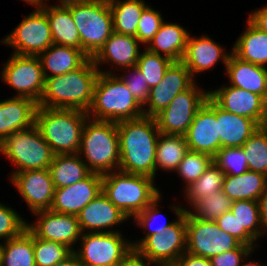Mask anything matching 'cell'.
Instances as JSON below:
<instances>
[{"instance_id": "cell-1", "label": "cell", "mask_w": 267, "mask_h": 266, "mask_svg": "<svg viewBox=\"0 0 267 266\" xmlns=\"http://www.w3.org/2000/svg\"><path fill=\"white\" fill-rule=\"evenodd\" d=\"M119 170L155 177L156 147L160 131L155 118L142 116L117 122Z\"/></svg>"}, {"instance_id": "cell-2", "label": "cell", "mask_w": 267, "mask_h": 266, "mask_svg": "<svg viewBox=\"0 0 267 266\" xmlns=\"http://www.w3.org/2000/svg\"><path fill=\"white\" fill-rule=\"evenodd\" d=\"M99 68L89 58L81 67L63 75L45 78L38 106L88 111L93 101Z\"/></svg>"}, {"instance_id": "cell-3", "label": "cell", "mask_w": 267, "mask_h": 266, "mask_svg": "<svg viewBox=\"0 0 267 266\" xmlns=\"http://www.w3.org/2000/svg\"><path fill=\"white\" fill-rule=\"evenodd\" d=\"M86 111L79 109L37 106L35 125L56 154H77L86 120Z\"/></svg>"}, {"instance_id": "cell-4", "label": "cell", "mask_w": 267, "mask_h": 266, "mask_svg": "<svg viewBox=\"0 0 267 266\" xmlns=\"http://www.w3.org/2000/svg\"><path fill=\"white\" fill-rule=\"evenodd\" d=\"M100 74L95 83L93 101L87 111L95 120L120 122L144 116L143 107L129 92L126 84L111 71Z\"/></svg>"}, {"instance_id": "cell-5", "label": "cell", "mask_w": 267, "mask_h": 266, "mask_svg": "<svg viewBox=\"0 0 267 266\" xmlns=\"http://www.w3.org/2000/svg\"><path fill=\"white\" fill-rule=\"evenodd\" d=\"M154 181L147 175L117 170L102 175V192L129 219L160 195Z\"/></svg>"}, {"instance_id": "cell-6", "label": "cell", "mask_w": 267, "mask_h": 266, "mask_svg": "<svg viewBox=\"0 0 267 266\" xmlns=\"http://www.w3.org/2000/svg\"><path fill=\"white\" fill-rule=\"evenodd\" d=\"M90 118L85 122L78 154H84L87 161L84 163L92 173L104 175L116 171V167L119 170L120 145L117 123L95 120L92 115Z\"/></svg>"}, {"instance_id": "cell-7", "label": "cell", "mask_w": 267, "mask_h": 266, "mask_svg": "<svg viewBox=\"0 0 267 266\" xmlns=\"http://www.w3.org/2000/svg\"><path fill=\"white\" fill-rule=\"evenodd\" d=\"M81 39V50L93 58L113 33V17L108 0H89L67 6Z\"/></svg>"}, {"instance_id": "cell-8", "label": "cell", "mask_w": 267, "mask_h": 266, "mask_svg": "<svg viewBox=\"0 0 267 266\" xmlns=\"http://www.w3.org/2000/svg\"><path fill=\"white\" fill-rule=\"evenodd\" d=\"M0 152L18 168L13 173L49 169L55 155L36 125L6 137L0 143Z\"/></svg>"}, {"instance_id": "cell-9", "label": "cell", "mask_w": 267, "mask_h": 266, "mask_svg": "<svg viewBox=\"0 0 267 266\" xmlns=\"http://www.w3.org/2000/svg\"><path fill=\"white\" fill-rule=\"evenodd\" d=\"M178 217L165 232L148 236L136 250L157 266H174L186 252V209L172 206Z\"/></svg>"}, {"instance_id": "cell-10", "label": "cell", "mask_w": 267, "mask_h": 266, "mask_svg": "<svg viewBox=\"0 0 267 266\" xmlns=\"http://www.w3.org/2000/svg\"><path fill=\"white\" fill-rule=\"evenodd\" d=\"M186 252L211 259L226 251L237 249L242 243L219 228L215 221L192 218L186 212Z\"/></svg>"}, {"instance_id": "cell-11", "label": "cell", "mask_w": 267, "mask_h": 266, "mask_svg": "<svg viewBox=\"0 0 267 266\" xmlns=\"http://www.w3.org/2000/svg\"><path fill=\"white\" fill-rule=\"evenodd\" d=\"M81 249L73 251L83 265L117 266L133 249L120 232L82 233Z\"/></svg>"}, {"instance_id": "cell-12", "label": "cell", "mask_w": 267, "mask_h": 266, "mask_svg": "<svg viewBox=\"0 0 267 266\" xmlns=\"http://www.w3.org/2000/svg\"><path fill=\"white\" fill-rule=\"evenodd\" d=\"M195 83L180 92L170 104L157 114L156 120L160 133L185 135L193 122L196 112L205 104L209 92L201 91Z\"/></svg>"}, {"instance_id": "cell-13", "label": "cell", "mask_w": 267, "mask_h": 266, "mask_svg": "<svg viewBox=\"0 0 267 266\" xmlns=\"http://www.w3.org/2000/svg\"><path fill=\"white\" fill-rule=\"evenodd\" d=\"M14 47V54L38 56L54 44L50 24L42 9H35L2 40Z\"/></svg>"}, {"instance_id": "cell-14", "label": "cell", "mask_w": 267, "mask_h": 266, "mask_svg": "<svg viewBox=\"0 0 267 266\" xmlns=\"http://www.w3.org/2000/svg\"><path fill=\"white\" fill-rule=\"evenodd\" d=\"M4 66L2 80L17 91V97L29 98L38 104L45 85L39 57L13 54Z\"/></svg>"}, {"instance_id": "cell-15", "label": "cell", "mask_w": 267, "mask_h": 266, "mask_svg": "<svg viewBox=\"0 0 267 266\" xmlns=\"http://www.w3.org/2000/svg\"><path fill=\"white\" fill-rule=\"evenodd\" d=\"M193 76L182 61H173L164 73L161 82L150 89L146 103L148 109L143 108L146 117H155L164 110L178 95L189 89L195 82Z\"/></svg>"}, {"instance_id": "cell-16", "label": "cell", "mask_w": 267, "mask_h": 266, "mask_svg": "<svg viewBox=\"0 0 267 266\" xmlns=\"http://www.w3.org/2000/svg\"><path fill=\"white\" fill-rule=\"evenodd\" d=\"M35 214L39 216L37 222L27 224V228L37 238L62 243L74 251L72 245L82 236L77 215L51 210H42Z\"/></svg>"}, {"instance_id": "cell-17", "label": "cell", "mask_w": 267, "mask_h": 266, "mask_svg": "<svg viewBox=\"0 0 267 266\" xmlns=\"http://www.w3.org/2000/svg\"><path fill=\"white\" fill-rule=\"evenodd\" d=\"M185 138L191 151L209 154L213 157L221 149L216 120V103L210 97L196 112Z\"/></svg>"}, {"instance_id": "cell-18", "label": "cell", "mask_w": 267, "mask_h": 266, "mask_svg": "<svg viewBox=\"0 0 267 266\" xmlns=\"http://www.w3.org/2000/svg\"><path fill=\"white\" fill-rule=\"evenodd\" d=\"M209 97L220 108L253 119L264 126L267 116V101L262 96L230 85L209 91Z\"/></svg>"}, {"instance_id": "cell-19", "label": "cell", "mask_w": 267, "mask_h": 266, "mask_svg": "<svg viewBox=\"0 0 267 266\" xmlns=\"http://www.w3.org/2000/svg\"><path fill=\"white\" fill-rule=\"evenodd\" d=\"M11 181L33 213L50 210L55 187L49 169L12 173Z\"/></svg>"}, {"instance_id": "cell-20", "label": "cell", "mask_w": 267, "mask_h": 266, "mask_svg": "<svg viewBox=\"0 0 267 266\" xmlns=\"http://www.w3.org/2000/svg\"><path fill=\"white\" fill-rule=\"evenodd\" d=\"M102 193V175L91 173L73 185L55 188L51 211L78 215L93 199Z\"/></svg>"}, {"instance_id": "cell-21", "label": "cell", "mask_w": 267, "mask_h": 266, "mask_svg": "<svg viewBox=\"0 0 267 266\" xmlns=\"http://www.w3.org/2000/svg\"><path fill=\"white\" fill-rule=\"evenodd\" d=\"M82 233L85 229L93 233L115 232L102 231L103 228H111L113 225L120 224L128 218L123 214L103 192L88 203L77 215ZM101 229V230H100Z\"/></svg>"}, {"instance_id": "cell-22", "label": "cell", "mask_w": 267, "mask_h": 266, "mask_svg": "<svg viewBox=\"0 0 267 266\" xmlns=\"http://www.w3.org/2000/svg\"><path fill=\"white\" fill-rule=\"evenodd\" d=\"M37 103L29 98L17 97L0 102V143L14 132L35 125Z\"/></svg>"}, {"instance_id": "cell-23", "label": "cell", "mask_w": 267, "mask_h": 266, "mask_svg": "<svg viewBox=\"0 0 267 266\" xmlns=\"http://www.w3.org/2000/svg\"><path fill=\"white\" fill-rule=\"evenodd\" d=\"M223 50L220 45L207 36L197 39L189 35L182 62L193 77L195 73H201L215 66L218 60H222L226 68L230 54L228 55Z\"/></svg>"}, {"instance_id": "cell-24", "label": "cell", "mask_w": 267, "mask_h": 266, "mask_svg": "<svg viewBox=\"0 0 267 266\" xmlns=\"http://www.w3.org/2000/svg\"><path fill=\"white\" fill-rule=\"evenodd\" d=\"M139 40L135 36L124 35L113 32L103 47L92 58L98 68L102 63L113 62V64L124 68H131L137 65L140 55Z\"/></svg>"}, {"instance_id": "cell-25", "label": "cell", "mask_w": 267, "mask_h": 266, "mask_svg": "<svg viewBox=\"0 0 267 266\" xmlns=\"http://www.w3.org/2000/svg\"><path fill=\"white\" fill-rule=\"evenodd\" d=\"M225 71L232 87L256 93L267 101V67L243 61L230 53Z\"/></svg>"}, {"instance_id": "cell-26", "label": "cell", "mask_w": 267, "mask_h": 266, "mask_svg": "<svg viewBox=\"0 0 267 266\" xmlns=\"http://www.w3.org/2000/svg\"><path fill=\"white\" fill-rule=\"evenodd\" d=\"M216 120L221 148L241 147L261 127L257 121L228 112L217 104Z\"/></svg>"}, {"instance_id": "cell-27", "label": "cell", "mask_w": 267, "mask_h": 266, "mask_svg": "<svg viewBox=\"0 0 267 266\" xmlns=\"http://www.w3.org/2000/svg\"><path fill=\"white\" fill-rule=\"evenodd\" d=\"M44 77L63 75L81 67L89 57L80 49L52 44L38 55ZM49 70L51 74H48Z\"/></svg>"}, {"instance_id": "cell-28", "label": "cell", "mask_w": 267, "mask_h": 266, "mask_svg": "<svg viewBox=\"0 0 267 266\" xmlns=\"http://www.w3.org/2000/svg\"><path fill=\"white\" fill-rule=\"evenodd\" d=\"M188 36L189 33L178 24L163 22L158 32L147 44L146 49L158 55L164 53L162 55L172 61H182Z\"/></svg>"}, {"instance_id": "cell-29", "label": "cell", "mask_w": 267, "mask_h": 266, "mask_svg": "<svg viewBox=\"0 0 267 266\" xmlns=\"http://www.w3.org/2000/svg\"><path fill=\"white\" fill-rule=\"evenodd\" d=\"M266 188L267 176L248 170L241 175H225L222 192L232 201H258Z\"/></svg>"}, {"instance_id": "cell-30", "label": "cell", "mask_w": 267, "mask_h": 266, "mask_svg": "<svg viewBox=\"0 0 267 266\" xmlns=\"http://www.w3.org/2000/svg\"><path fill=\"white\" fill-rule=\"evenodd\" d=\"M41 9L48 18L54 44L81 50V39L69 8L44 5Z\"/></svg>"}, {"instance_id": "cell-31", "label": "cell", "mask_w": 267, "mask_h": 266, "mask_svg": "<svg viewBox=\"0 0 267 266\" xmlns=\"http://www.w3.org/2000/svg\"><path fill=\"white\" fill-rule=\"evenodd\" d=\"M233 46L232 53L239 59L266 67L267 33L258 29L249 19L247 29Z\"/></svg>"}, {"instance_id": "cell-32", "label": "cell", "mask_w": 267, "mask_h": 266, "mask_svg": "<svg viewBox=\"0 0 267 266\" xmlns=\"http://www.w3.org/2000/svg\"><path fill=\"white\" fill-rule=\"evenodd\" d=\"M49 170L55 188L73 185L92 173L78 153L54 155Z\"/></svg>"}, {"instance_id": "cell-33", "label": "cell", "mask_w": 267, "mask_h": 266, "mask_svg": "<svg viewBox=\"0 0 267 266\" xmlns=\"http://www.w3.org/2000/svg\"><path fill=\"white\" fill-rule=\"evenodd\" d=\"M239 221V241L254 249V242L262 236L261 215L258 201H233L230 210Z\"/></svg>"}, {"instance_id": "cell-34", "label": "cell", "mask_w": 267, "mask_h": 266, "mask_svg": "<svg viewBox=\"0 0 267 266\" xmlns=\"http://www.w3.org/2000/svg\"><path fill=\"white\" fill-rule=\"evenodd\" d=\"M0 266H36L33 233L28 228L3 245L0 243Z\"/></svg>"}, {"instance_id": "cell-35", "label": "cell", "mask_w": 267, "mask_h": 266, "mask_svg": "<svg viewBox=\"0 0 267 266\" xmlns=\"http://www.w3.org/2000/svg\"><path fill=\"white\" fill-rule=\"evenodd\" d=\"M113 17V32L136 37L139 19L147 7L143 0H108Z\"/></svg>"}, {"instance_id": "cell-36", "label": "cell", "mask_w": 267, "mask_h": 266, "mask_svg": "<svg viewBox=\"0 0 267 266\" xmlns=\"http://www.w3.org/2000/svg\"><path fill=\"white\" fill-rule=\"evenodd\" d=\"M189 148L185 135L159 134L155 157L156 170H176Z\"/></svg>"}, {"instance_id": "cell-37", "label": "cell", "mask_w": 267, "mask_h": 266, "mask_svg": "<svg viewBox=\"0 0 267 266\" xmlns=\"http://www.w3.org/2000/svg\"><path fill=\"white\" fill-rule=\"evenodd\" d=\"M224 178V172L212 162L204 173L185 189L188 203L192 205L202 197L221 191Z\"/></svg>"}, {"instance_id": "cell-38", "label": "cell", "mask_w": 267, "mask_h": 266, "mask_svg": "<svg viewBox=\"0 0 267 266\" xmlns=\"http://www.w3.org/2000/svg\"><path fill=\"white\" fill-rule=\"evenodd\" d=\"M233 201L221 191H216L214 194L202 197L191 206L195 213L186 209V212L192 218H199L204 221H216L225 212L231 210Z\"/></svg>"}, {"instance_id": "cell-39", "label": "cell", "mask_w": 267, "mask_h": 266, "mask_svg": "<svg viewBox=\"0 0 267 266\" xmlns=\"http://www.w3.org/2000/svg\"><path fill=\"white\" fill-rule=\"evenodd\" d=\"M250 171L267 176V129L261 126L241 146Z\"/></svg>"}, {"instance_id": "cell-40", "label": "cell", "mask_w": 267, "mask_h": 266, "mask_svg": "<svg viewBox=\"0 0 267 266\" xmlns=\"http://www.w3.org/2000/svg\"><path fill=\"white\" fill-rule=\"evenodd\" d=\"M172 62L170 58L146 49L140 53L136 67L143 73L144 79L151 89L161 82L165 71Z\"/></svg>"}, {"instance_id": "cell-41", "label": "cell", "mask_w": 267, "mask_h": 266, "mask_svg": "<svg viewBox=\"0 0 267 266\" xmlns=\"http://www.w3.org/2000/svg\"><path fill=\"white\" fill-rule=\"evenodd\" d=\"M33 250L36 266H53L63 261L73 252L62 243L39 239L34 234Z\"/></svg>"}, {"instance_id": "cell-42", "label": "cell", "mask_w": 267, "mask_h": 266, "mask_svg": "<svg viewBox=\"0 0 267 266\" xmlns=\"http://www.w3.org/2000/svg\"><path fill=\"white\" fill-rule=\"evenodd\" d=\"M213 162L209 154L188 150L178 165L176 172L187 182L186 187L195 182Z\"/></svg>"}, {"instance_id": "cell-43", "label": "cell", "mask_w": 267, "mask_h": 266, "mask_svg": "<svg viewBox=\"0 0 267 266\" xmlns=\"http://www.w3.org/2000/svg\"><path fill=\"white\" fill-rule=\"evenodd\" d=\"M215 163L225 175H241L249 170L246 155L241 147L221 148L214 156Z\"/></svg>"}, {"instance_id": "cell-44", "label": "cell", "mask_w": 267, "mask_h": 266, "mask_svg": "<svg viewBox=\"0 0 267 266\" xmlns=\"http://www.w3.org/2000/svg\"><path fill=\"white\" fill-rule=\"evenodd\" d=\"M26 228L27 222L15 210L0 203V239L8 241L19 236Z\"/></svg>"}, {"instance_id": "cell-45", "label": "cell", "mask_w": 267, "mask_h": 266, "mask_svg": "<svg viewBox=\"0 0 267 266\" xmlns=\"http://www.w3.org/2000/svg\"><path fill=\"white\" fill-rule=\"evenodd\" d=\"M161 196L159 195L151 204H149L141 213L137 214L134 219L136 220L137 225L145 228L148 231V229H152L149 231L144 238L137 241V243H132L133 249H136L148 236H151L153 234H161L166 231V229L173 224V222H167L163 223L161 225H158L157 227H153L152 222L154 219H156L157 215L160 213V211L157 209L158 201L160 200ZM158 213V214H157Z\"/></svg>"}, {"instance_id": "cell-46", "label": "cell", "mask_w": 267, "mask_h": 266, "mask_svg": "<svg viewBox=\"0 0 267 266\" xmlns=\"http://www.w3.org/2000/svg\"><path fill=\"white\" fill-rule=\"evenodd\" d=\"M163 22L164 21L161 17V14L158 11H155L153 8H150L148 5L143 10L139 19L136 38L140 43L148 44L149 41L158 32Z\"/></svg>"}, {"instance_id": "cell-47", "label": "cell", "mask_w": 267, "mask_h": 266, "mask_svg": "<svg viewBox=\"0 0 267 266\" xmlns=\"http://www.w3.org/2000/svg\"><path fill=\"white\" fill-rule=\"evenodd\" d=\"M132 70L134 73L131 76H120V80H122L129 92L135 97L136 101L143 107L148 101L150 88L148 83L144 79L143 73L136 67L125 68ZM129 77V78H128Z\"/></svg>"}, {"instance_id": "cell-48", "label": "cell", "mask_w": 267, "mask_h": 266, "mask_svg": "<svg viewBox=\"0 0 267 266\" xmlns=\"http://www.w3.org/2000/svg\"><path fill=\"white\" fill-rule=\"evenodd\" d=\"M252 251V247L241 244L237 249L213 256L210 260L212 266H240L242 259L245 260Z\"/></svg>"}, {"instance_id": "cell-49", "label": "cell", "mask_w": 267, "mask_h": 266, "mask_svg": "<svg viewBox=\"0 0 267 266\" xmlns=\"http://www.w3.org/2000/svg\"><path fill=\"white\" fill-rule=\"evenodd\" d=\"M215 222L220 229L239 240V221L231 211L225 212Z\"/></svg>"}, {"instance_id": "cell-50", "label": "cell", "mask_w": 267, "mask_h": 266, "mask_svg": "<svg viewBox=\"0 0 267 266\" xmlns=\"http://www.w3.org/2000/svg\"><path fill=\"white\" fill-rule=\"evenodd\" d=\"M174 266H212L211 260L205 257L183 253Z\"/></svg>"}, {"instance_id": "cell-51", "label": "cell", "mask_w": 267, "mask_h": 266, "mask_svg": "<svg viewBox=\"0 0 267 266\" xmlns=\"http://www.w3.org/2000/svg\"><path fill=\"white\" fill-rule=\"evenodd\" d=\"M149 264L144 256L136 249H132L117 266H149Z\"/></svg>"}, {"instance_id": "cell-52", "label": "cell", "mask_w": 267, "mask_h": 266, "mask_svg": "<svg viewBox=\"0 0 267 266\" xmlns=\"http://www.w3.org/2000/svg\"><path fill=\"white\" fill-rule=\"evenodd\" d=\"M248 19L258 29L267 33V6L252 12Z\"/></svg>"}, {"instance_id": "cell-53", "label": "cell", "mask_w": 267, "mask_h": 266, "mask_svg": "<svg viewBox=\"0 0 267 266\" xmlns=\"http://www.w3.org/2000/svg\"><path fill=\"white\" fill-rule=\"evenodd\" d=\"M258 203L261 215V224H262L261 229L263 227L262 234L264 235L265 233L264 230L267 228V188L259 198Z\"/></svg>"}, {"instance_id": "cell-54", "label": "cell", "mask_w": 267, "mask_h": 266, "mask_svg": "<svg viewBox=\"0 0 267 266\" xmlns=\"http://www.w3.org/2000/svg\"><path fill=\"white\" fill-rule=\"evenodd\" d=\"M53 266H83L77 255L72 252L68 257H66L63 261L54 264Z\"/></svg>"}, {"instance_id": "cell-55", "label": "cell", "mask_w": 267, "mask_h": 266, "mask_svg": "<svg viewBox=\"0 0 267 266\" xmlns=\"http://www.w3.org/2000/svg\"><path fill=\"white\" fill-rule=\"evenodd\" d=\"M89 0H60V3L59 5H56V6H70V5H74V4H80V3H84V2H87Z\"/></svg>"}, {"instance_id": "cell-56", "label": "cell", "mask_w": 267, "mask_h": 266, "mask_svg": "<svg viewBox=\"0 0 267 266\" xmlns=\"http://www.w3.org/2000/svg\"><path fill=\"white\" fill-rule=\"evenodd\" d=\"M26 3H29L30 5L36 6V9H41L46 3L45 0H23ZM44 2V3H43Z\"/></svg>"}, {"instance_id": "cell-57", "label": "cell", "mask_w": 267, "mask_h": 266, "mask_svg": "<svg viewBox=\"0 0 267 266\" xmlns=\"http://www.w3.org/2000/svg\"><path fill=\"white\" fill-rule=\"evenodd\" d=\"M243 266H261V264H257L255 262H248V263L244 264Z\"/></svg>"}, {"instance_id": "cell-58", "label": "cell", "mask_w": 267, "mask_h": 266, "mask_svg": "<svg viewBox=\"0 0 267 266\" xmlns=\"http://www.w3.org/2000/svg\"><path fill=\"white\" fill-rule=\"evenodd\" d=\"M264 127L267 129V116H266V121H265Z\"/></svg>"}]
</instances>
